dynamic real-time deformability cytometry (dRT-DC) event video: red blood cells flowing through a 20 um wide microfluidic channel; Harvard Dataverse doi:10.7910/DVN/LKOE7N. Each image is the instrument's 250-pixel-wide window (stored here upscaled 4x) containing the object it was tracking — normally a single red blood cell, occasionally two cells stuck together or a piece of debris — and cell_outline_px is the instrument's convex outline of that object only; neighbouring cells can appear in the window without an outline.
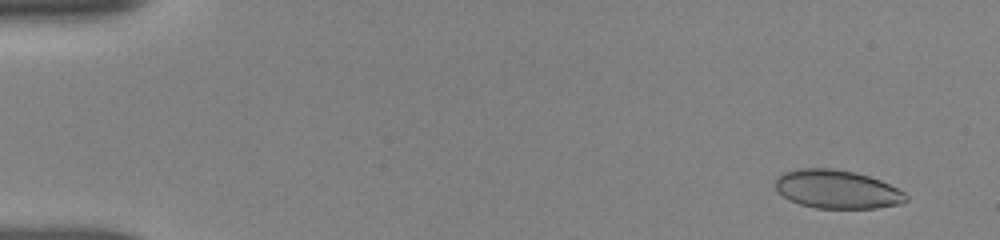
{"species": "human", "species_latin": "Homo sapiens", "temperature_condition": "room temperature", "stored_images_in_passage": 7, "camera_frame_rate_fps": 3000, "um_per_image_px": 0.085, "donor": {"sex": "female"}, "frame": {"image": 1, "passage_image": 1, "time_ms": 0.0, "image_size_px": [1000, 240], "cell_outline_px": [[908, 200], [900, 204], [876, 208], [816, 208], [800, 204], [788, 200], [772, 184], [776, 176], [784, 172], [796, 168], [832, 168], [852, 172], [868, 176], [880, 180], [904, 192], [908, 196]], "centroid_in_image_um": [71.1, 16.08], "position_along_channel_um": 13.9, "area_um2": 29.42}}